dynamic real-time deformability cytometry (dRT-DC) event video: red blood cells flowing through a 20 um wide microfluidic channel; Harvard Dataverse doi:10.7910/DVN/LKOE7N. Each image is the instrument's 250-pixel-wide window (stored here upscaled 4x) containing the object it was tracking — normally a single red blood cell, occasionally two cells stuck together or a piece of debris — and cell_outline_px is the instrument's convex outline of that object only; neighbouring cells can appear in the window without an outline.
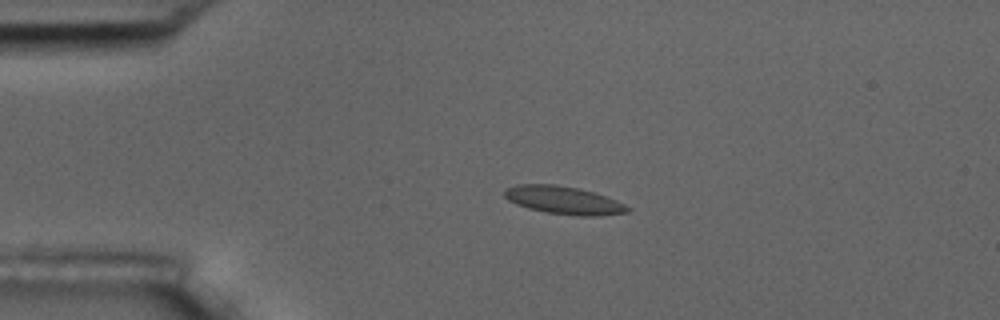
{"species": "common noctule bat (a hibernating species)", "species_latin": "Nyctalus noctula", "temperature_condition": "room temperature", "stored_images_in_passage": 3, "camera_frame_rate_fps": 3000, "um_per_image_px": 0.085, "animal": {"sex": "male", "body_mass_g": 17.5, "forearm_length_mm": 52.3}, "frame": {"image": 1, "passage_image": 2, "time_ms": 0.333, "image_size_px": [1000, 320], "cell_outline_px": [[632, 208], [628, 212], [596, 216], [580, 216], [544, 212], [528, 208], [516, 204], [508, 200], [504, 196], [504, 188], [516, 184], [556, 184], [580, 188], [596, 192], [616, 200]], "centroid_in_image_um": [47.9, 17.0], "position_along_channel_um": 37.1, "area_um2": 20.29}}